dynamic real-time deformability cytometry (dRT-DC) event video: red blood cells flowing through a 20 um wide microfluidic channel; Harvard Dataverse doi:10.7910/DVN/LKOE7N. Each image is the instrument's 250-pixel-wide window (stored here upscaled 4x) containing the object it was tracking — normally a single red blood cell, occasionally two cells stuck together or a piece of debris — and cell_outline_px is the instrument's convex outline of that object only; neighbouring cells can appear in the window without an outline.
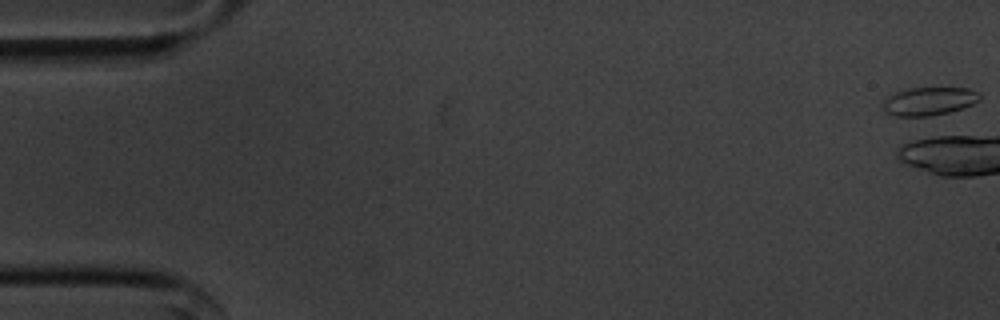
{"species": "common noctule bat (a hibernating species)", "species_latin": "Nyctalus noctula", "temperature_condition": "cold", "stored_images_in_passage": 3, "camera_frame_rate_fps": 3000, "um_per_image_px": 0.085, "animal": {"sex": "male", "body_mass_g": 20.1, "forearm_length_mm": 53.5}, "frame": {"image": 1, "passage_image": 1, "time_ms": 0.0, "image_size_px": [1000, 320], "cell_outline_px": [[980, 100], [964, 108], [932, 116], [896, 116], [888, 112], [880, 104], [888, 96], [896, 92], [912, 88], [968, 88], [980, 92]], "centroid_in_image_um": [78.99, 8.6], "position_along_channel_um": 6.0, "area_um2": 15.9}}